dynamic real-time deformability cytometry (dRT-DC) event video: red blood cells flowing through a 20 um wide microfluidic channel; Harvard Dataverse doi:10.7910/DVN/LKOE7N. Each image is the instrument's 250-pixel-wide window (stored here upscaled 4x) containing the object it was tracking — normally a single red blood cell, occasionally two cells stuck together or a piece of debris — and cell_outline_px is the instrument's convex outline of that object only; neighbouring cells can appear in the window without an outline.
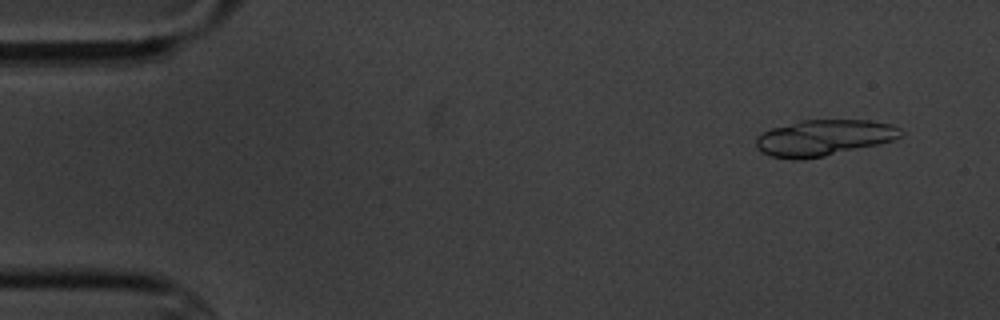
{"species": "common noctule bat (a hibernating species)", "species_latin": "Nyctalus noctula", "temperature_condition": "cold", "stored_images_in_passage": 5, "segment_of_instrument_passage": [1, 2], "camera_frame_rate_fps": 3000, "um_per_image_px": 0.085, "animal": {"sex": "male", "body_mass_g": 20.1, "forearm_length_mm": 53.5}, "frame": {"image": 1, "passage_image": 1, "time_ms": 0.0, "image_size_px": [1000, 320], "cell_outline_px": [[904, 132], [900, 136], [892, 140], [880, 144], [824, 156], [804, 160], [792, 160], [772, 156], [764, 152], [756, 144], [756, 136], [772, 128], [800, 120], [872, 120], [892, 124], [900, 128]], "centroid_in_image_um": [70.06, 11.71], "position_along_channel_um": 14.9, "area_um2": 30.4}}